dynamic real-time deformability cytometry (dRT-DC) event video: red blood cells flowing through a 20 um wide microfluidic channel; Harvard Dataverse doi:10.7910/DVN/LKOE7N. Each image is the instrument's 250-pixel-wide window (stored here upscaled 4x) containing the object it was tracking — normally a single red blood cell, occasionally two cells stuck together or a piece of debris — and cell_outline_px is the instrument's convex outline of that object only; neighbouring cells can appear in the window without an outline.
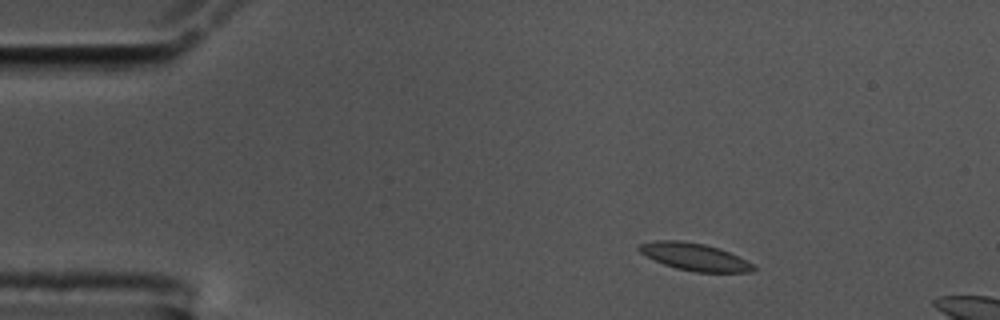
{"species": "common noctule bat (a hibernating species)", "species_latin": "Nyctalus noctula", "temperature_condition": "cold", "stored_images_in_passage": 12, "camera_frame_rate_fps": 3000, "um_per_image_px": 0.085, "animal": {"sex": "male", "body_mass_g": 17.5, "forearm_length_mm": 52.3}, "frame": {"image": 1, "passage_image": 6, "time_ms": 1.667, "image_size_px": [1000, 320], "cell_outline_px": [[756, 268], [752, 272], [696, 272], [676, 268], [664, 264], [640, 252], [636, 248], [640, 244], [656, 240], [684, 240], [704, 244], [720, 248], [756, 264]], "centroid_in_image_um": [59.09, 21.82], "position_along_channel_um": 25.9, "area_um2": 18.26}}